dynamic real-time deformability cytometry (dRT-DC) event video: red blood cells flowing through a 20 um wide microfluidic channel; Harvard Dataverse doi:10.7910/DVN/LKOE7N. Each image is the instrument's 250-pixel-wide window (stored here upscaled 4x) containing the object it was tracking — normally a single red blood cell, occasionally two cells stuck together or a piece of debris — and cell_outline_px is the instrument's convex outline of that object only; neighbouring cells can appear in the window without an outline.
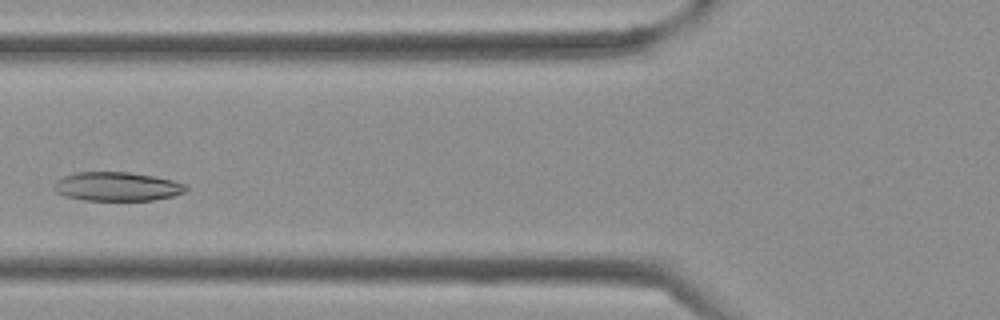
{"species": "Egyptian fruit bat (a non-hibernating species)", "species_latin": "Rousettus aegyptiacus", "temperature_condition": "cold", "stored_images_in_passage": 19, "camera_frame_rate_fps": 3000, "um_per_image_px": 0.085, "frame": {"image": 1, "passage_image": 11, "time_ms": 3.333, "image_size_px": [1000, 320], "cell_outline_px": [[188, 188], [184, 192], [172, 196], [152, 200], [84, 200], [64, 196], [56, 192], [52, 188], [52, 184], [56, 180], [64, 176], [76, 172], [128, 172], [152, 176], [172, 180], [184, 184]], "centroid_in_image_um": [9.88, 15.85], "position_along_channel_um": 115.9, "area_um2": 22.2}}
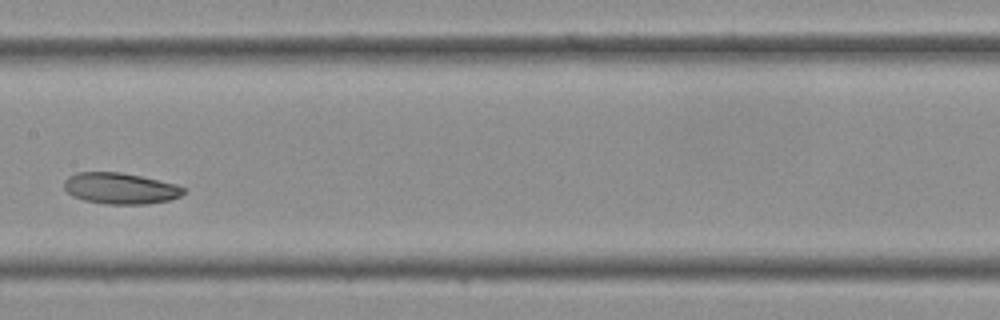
{"frame": {"image": 2, "passage_image": 16, "time_ms": 5.0, "image_size_px": [1000, 320], "cell_outline_px": [[188, 188], [180, 196], [168, 200], [144, 204], [104, 204], [84, 200], [72, 196], [64, 188], [64, 180], [68, 176], [76, 172], [120, 172], [140, 176], [176, 184]], "centroid_in_image_um": [10.21, 16.01], "position_along_channel_um": 197.2, "area_um2": 21.73}}
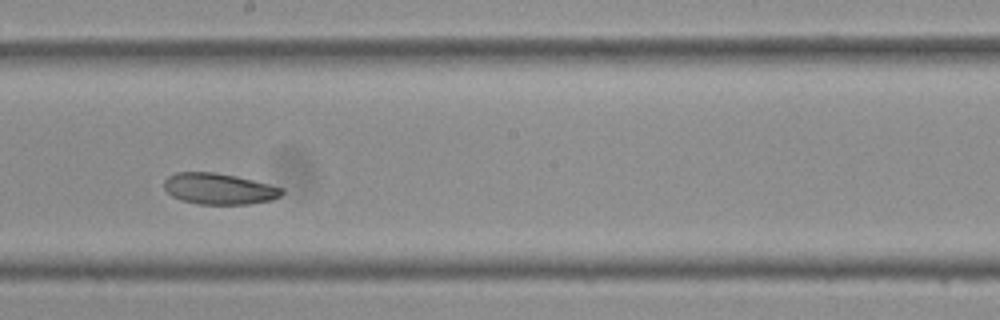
{"frame": {"image": 3, "passage_image": 18, "time_ms": 5.667, "image_size_px": [1000, 320], "cell_outline_px": [[284, 192], [280, 196], [272, 200], [248, 204], [200, 204], [180, 200], [172, 196], [164, 188], [164, 180], [168, 176], [176, 172], [216, 172], [236, 176], [284, 188]], "centroid_in_image_um": [18.61, 16.04], "position_along_channel_um": 229.6, "area_um2": 21.39}}